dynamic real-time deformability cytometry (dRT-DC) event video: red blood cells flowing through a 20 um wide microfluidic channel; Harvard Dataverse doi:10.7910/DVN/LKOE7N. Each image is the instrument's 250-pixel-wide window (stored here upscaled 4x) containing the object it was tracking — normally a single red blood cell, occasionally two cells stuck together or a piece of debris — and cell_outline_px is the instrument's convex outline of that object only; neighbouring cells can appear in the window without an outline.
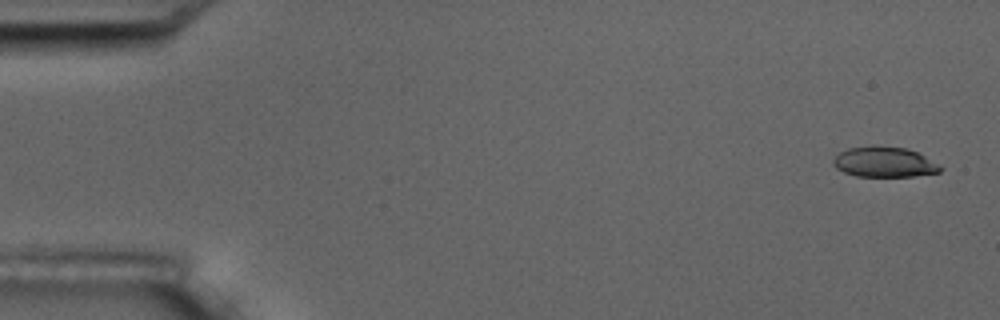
{"species": "common noctule bat (a hibernating species)", "species_latin": "Nyctalus noctula", "temperature_condition": "room temperature", "stored_images_in_passage": 5, "segment_of_instrument_passage": [2, 2], "camera_frame_rate_fps": 3000, "um_per_image_px": 0.085, "animal": {"sex": "male", "body_mass_g": 17.5, "forearm_length_mm": 52.3}, "frame": {"image": 1, "passage_image": 5, "time_ms": 5.0, "image_size_px": [1000, 320], "cell_outline_px": [[944, 168], [940, 172], [912, 176], [856, 176], [844, 172], [836, 168], [832, 164], [832, 160], [840, 152], [848, 148], [872, 144], [876, 144], [908, 148], [924, 156]], "centroid_in_image_um": [75.13, 13.75], "position_along_channel_um": 9.9, "area_um2": 19.13}}